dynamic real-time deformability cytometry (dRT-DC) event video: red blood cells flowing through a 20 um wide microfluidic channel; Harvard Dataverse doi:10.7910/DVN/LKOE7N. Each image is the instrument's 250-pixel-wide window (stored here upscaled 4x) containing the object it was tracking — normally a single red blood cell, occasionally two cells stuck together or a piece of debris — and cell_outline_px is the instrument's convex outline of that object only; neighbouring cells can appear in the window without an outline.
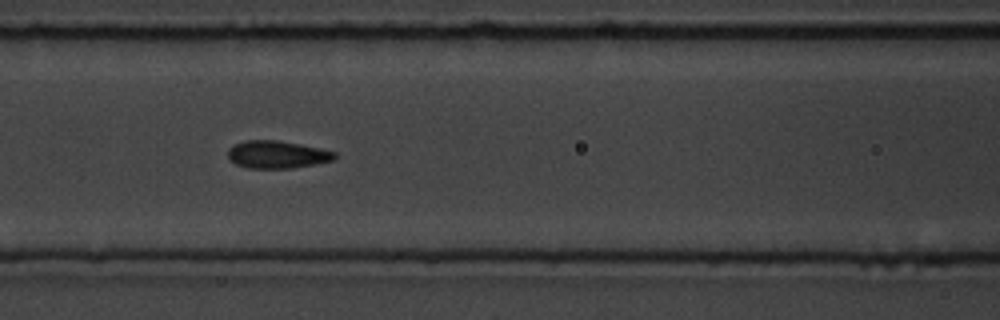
{"species": "common noctule bat (a hibernating species)", "species_latin": "Nyctalus noctula", "temperature_condition": "room temperature", "stored_images_in_passage": 11, "camera_frame_rate_fps": 3000, "um_per_image_px": 0.085, "animal": {"sex": "male", "body_mass_g": 19.5, "forearm_length_mm": 54.6}, "frame": {"image": 1, "passage_image": 7, "time_ms": 7.667, "image_size_px": [1000, 320], "cell_outline_px": [[336, 160], [316, 164], [292, 168], [248, 168], [236, 164], [228, 160], [228, 148], [232, 144], [244, 140], [276, 140], [300, 144], [320, 148], [336, 152]], "centroid_in_image_um": [23.54, 13.13], "position_along_channel_um": 143.1, "area_um2": 17.4}}
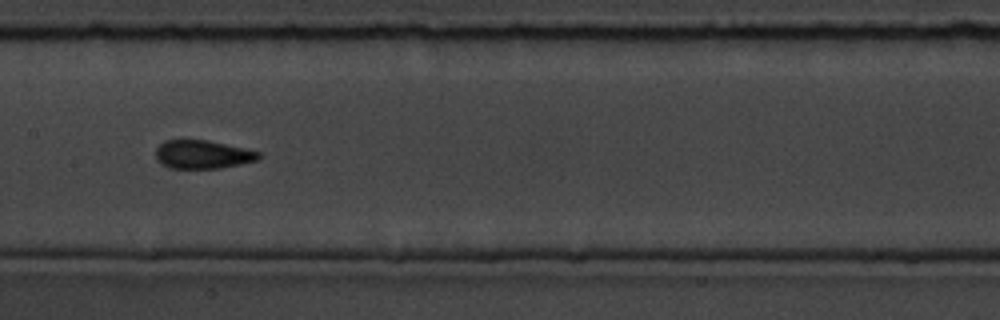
{"frame": {"image": 2, "passage_image": 8, "time_ms": 9.0, "image_size_px": [1000, 320], "cell_outline_px": [[260, 160], [220, 168], [168, 168], [156, 156], [156, 148], [164, 140], [208, 140], [244, 148], [260, 152]], "centroid_in_image_um": [17.25, 13.12], "position_along_channel_um": 190.1, "area_um2": 16.94}}
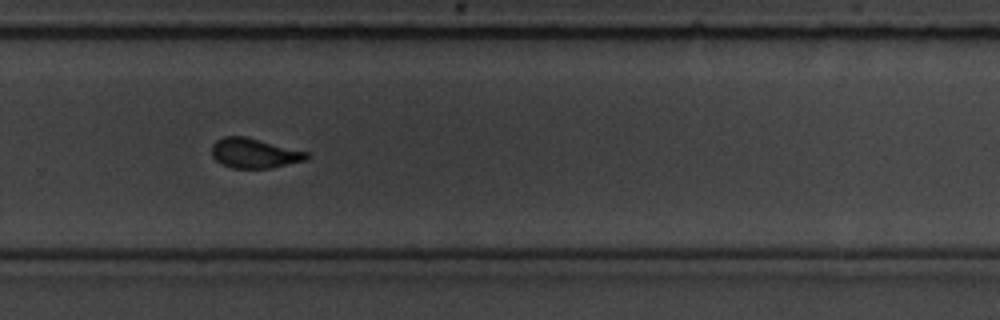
{"frame": {"image": 3, "passage_image": 11, "time_ms": 12.333, "image_size_px": [1000, 320], "cell_outline_px": [[308, 160], [272, 168], [232, 168], [220, 164], [212, 156], [212, 144], [216, 140], [224, 136], [244, 136], [308, 152]], "centroid_in_image_um": [21.6, 13.03], "position_along_channel_um": 308.2, "area_um2": 16.53}}